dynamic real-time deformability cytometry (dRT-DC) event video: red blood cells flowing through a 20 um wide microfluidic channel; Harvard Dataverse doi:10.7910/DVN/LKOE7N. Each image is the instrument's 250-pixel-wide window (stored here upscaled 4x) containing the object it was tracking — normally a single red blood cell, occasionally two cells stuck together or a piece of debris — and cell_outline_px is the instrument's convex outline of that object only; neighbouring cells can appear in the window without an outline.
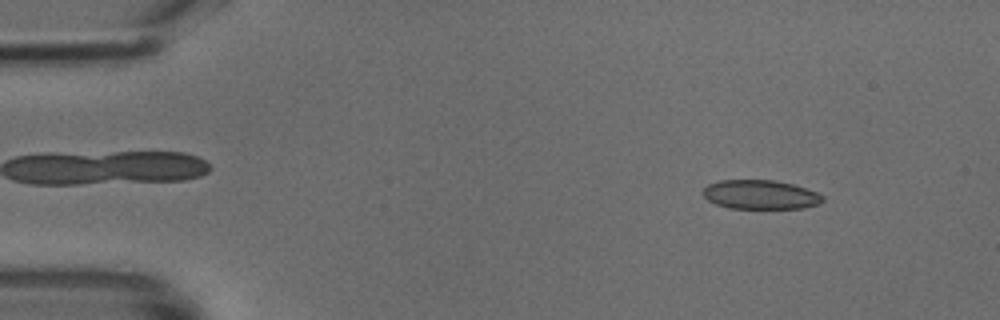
{"species": "common noctule bat (a hibernating species)", "species_latin": "Nyctalus noctula", "temperature_condition": "cold", "stored_images_in_passage": 48, "camera_frame_rate_fps": 3000, "um_per_image_px": 0.085, "animal": {"sex": "male", "body_mass_g": 18.8}, "frame": {"image": 1, "passage_image": 5, "time_ms": 1.333, "image_size_px": [1000, 320], "cell_outline_px": [[824, 200], [820, 204], [804, 208], [728, 208], [716, 204], [708, 200], [704, 196], [704, 188], [708, 184], [720, 180], [776, 180], [792, 184], [816, 192], [824, 196]], "centroid_in_image_um": [64.65, 16.54], "position_along_channel_um": 20.3, "area_um2": 20.29}}
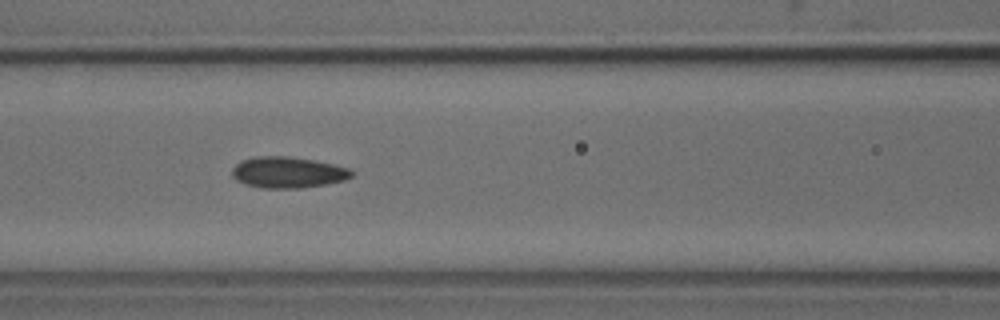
{"frame": {"image": 2, "passage_image": 20, "time_ms": 6.333, "image_size_px": [1000, 320], "cell_outline_px": [[352, 176], [344, 180], [324, 184], [300, 188], [260, 188], [244, 184], [236, 180], [232, 176], [232, 168], [240, 160], [256, 156], [288, 156], [316, 160], [352, 168]], "centroid_in_image_um": [24.45, 14.64], "position_along_channel_um": 142.2, "area_um2": 21.91}}
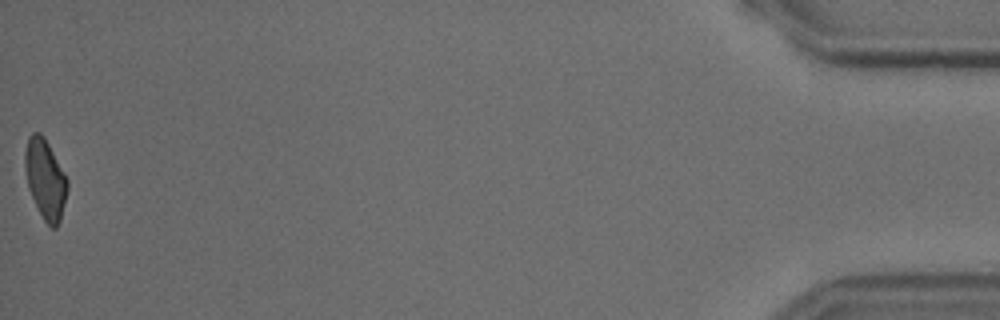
{"frame": {"image": 3, "passage_image": 48, "time_ms": 15.667, "image_size_px": [1000, 320], "cell_outline_px": [[68, 188], [60, 220], [56, 228], [52, 228], [44, 220], [28, 188], [24, 164], [24, 152], [28, 136], [32, 132], [40, 132], [44, 136], [64, 172], [68, 180]], "centroid_in_image_um": [3.84, 15.18], "position_along_channel_um": 431.4, "area_um2": 19.59}}